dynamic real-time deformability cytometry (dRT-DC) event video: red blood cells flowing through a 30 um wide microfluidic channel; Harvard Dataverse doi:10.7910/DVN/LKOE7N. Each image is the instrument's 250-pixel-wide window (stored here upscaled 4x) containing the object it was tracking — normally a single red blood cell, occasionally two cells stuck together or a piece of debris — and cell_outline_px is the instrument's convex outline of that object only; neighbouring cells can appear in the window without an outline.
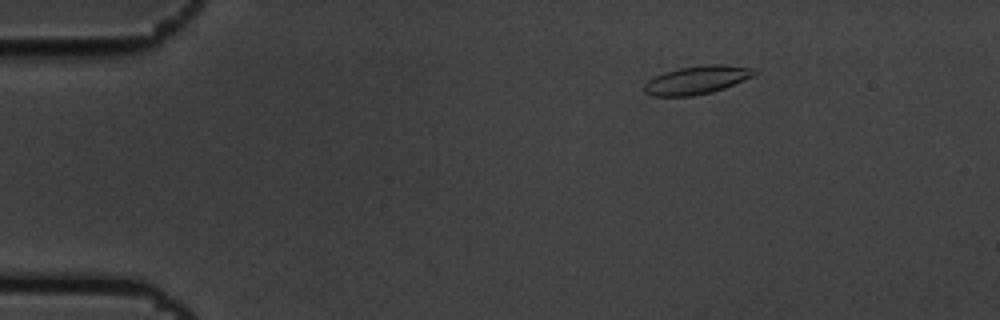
{"species": "common noctule bat (a hibernating species)", "species_latin": "Nyctalus noctula", "temperature_condition": "cold", "stored_images_in_passage": 5, "camera_frame_rate_fps": 3000, "um_per_image_px": 0.085, "animal": {"sex": "male", "body_mass_g": 19.5, "forearm_length_mm": 54.6}, "frame": {"image": 1, "passage_image": 2, "time_ms": 0.333, "image_size_px": [1000, 320], "cell_outline_px": [[760, 72], [756, 76], [724, 88], [712, 92], [692, 96], [652, 96], [644, 92], [644, 84], [648, 80], [664, 72], [680, 68], [708, 64], [724, 64], [756, 68]], "centroid_in_image_um": [59.31, 6.79], "position_along_channel_um": 25.7, "area_um2": 18.38}}
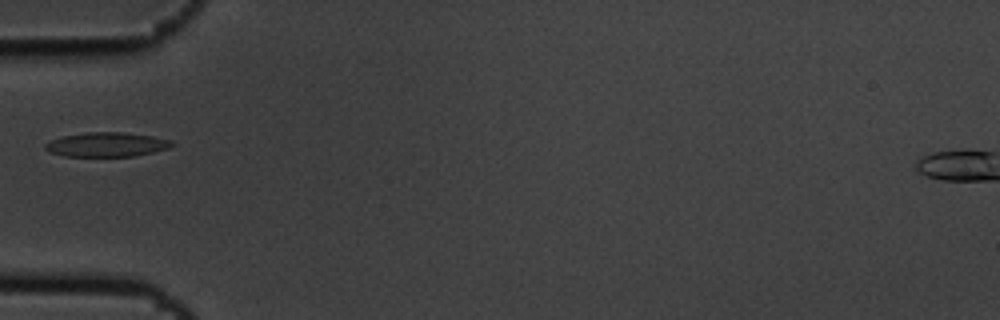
{"frame": {"image": 2, "passage_image": 5, "time_ms": 1.333, "image_size_px": [1000, 320], "cell_outline_px": [[172, 144], [168, 148], [136, 156], [64, 156], [52, 152], [44, 148], [44, 144], [60, 136], [88, 132], [120, 132], [152, 136], [172, 140]], "centroid_in_image_um": [9.05, 12.28], "position_along_channel_um": 76.0, "area_um2": 17.8}}